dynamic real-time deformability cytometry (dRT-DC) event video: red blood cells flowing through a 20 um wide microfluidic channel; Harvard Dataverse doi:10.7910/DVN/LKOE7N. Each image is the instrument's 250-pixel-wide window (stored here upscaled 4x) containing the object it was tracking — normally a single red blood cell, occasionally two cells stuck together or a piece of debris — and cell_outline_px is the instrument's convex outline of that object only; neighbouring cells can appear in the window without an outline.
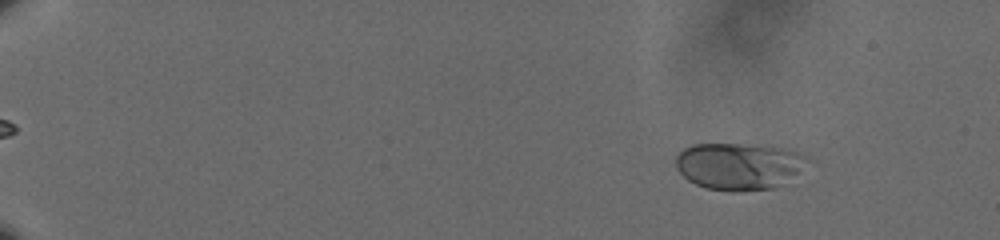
{"species": "human", "species_latin": "Homo sapiens", "temperature_condition": "cold", "stored_images_in_passage": 53, "camera_frame_rate_fps": 3000, "um_per_image_px": 0.085, "donor": {"sex": "male"}, "frame": {"image": 1, "passage_image": 1, "time_ms": 0.0, "image_size_px": [1000, 240], "cell_outline_px": [[796, 172], [772, 188], [736, 192], [732, 192], [708, 188], [696, 184], [688, 180], [676, 168], [676, 156], [684, 148], [692, 144], [736, 144], [772, 148], [788, 152]], "centroid_in_image_um": [62.42, 14.16], "position_along_channel_um": 22.6, "area_um2": 33.18}}
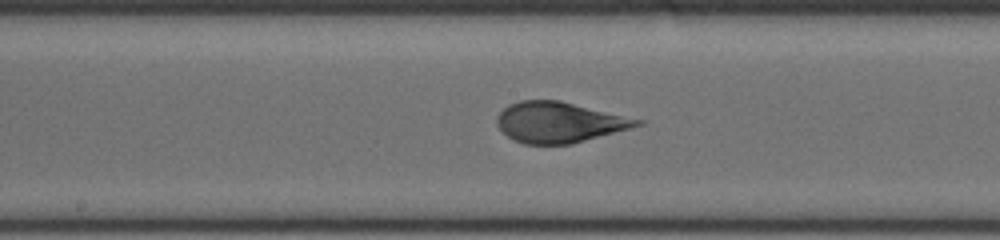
{"frame": {"image": 2, "passage_image": 28, "time_ms": 9.0, "image_size_px": [1000, 240], "cell_outline_px": [[644, 124], [572, 144], [524, 144], [508, 136], [496, 124], [496, 116], [508, 104], [520, 100], [560, 100], [644, 120]], "centroid_in_image_um": [47.53, 10.38], "position_along_channel_um": 200.7, "area_um2": 33.06}}
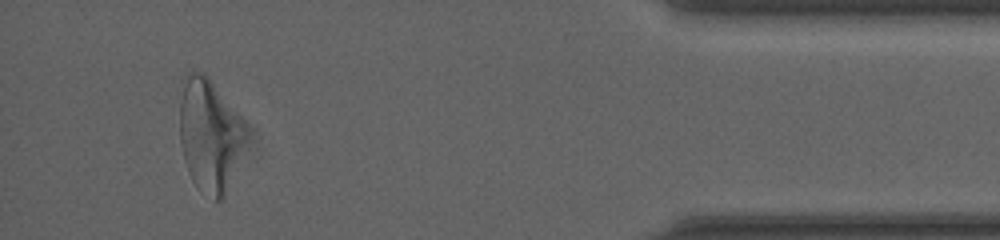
{"frame": {"image": 3, "passage_image": 50, "time_ms": 16.333, "image_size_px": [1000, 240], "cell_outline_px": [[244, 140], [224, 196], [220, 200], [216, 200], [196, 188], [188, 172], [184, 160], [180, 144], [180, 100], [184, 76], [188, 72], [204, 72], [244, 128]], "centroid_in_image_um": [17.71, 11.51], "position_along_channel_um": 417.5, "area_um2": 41.5}, "authors_computed_cell_mechanics": {"area_um2": 33.1772, "velocity_mm_per_s": 3.5885, "shape_relaxation_time_tau1_ms": 3.5131, "shape_relaxation_time_tau2_ms": null, "deformation_change_tau1": 0.1659, "deformation_change_tau2": null}}